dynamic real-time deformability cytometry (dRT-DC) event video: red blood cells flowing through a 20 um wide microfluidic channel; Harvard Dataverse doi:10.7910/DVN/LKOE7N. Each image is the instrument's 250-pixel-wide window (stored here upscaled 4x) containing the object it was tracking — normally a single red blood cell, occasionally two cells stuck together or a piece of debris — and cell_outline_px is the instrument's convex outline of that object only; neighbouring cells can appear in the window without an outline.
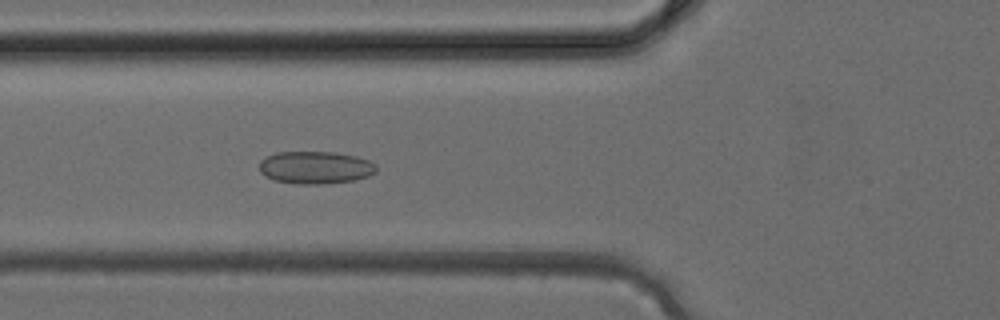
{"species": "common noctule bat (a hibernating species)", "species_latin": "Nyctalus noctula", "temperature_condition": "cold", "stored_images_in_passage": 39, "camera_frame_rate_fps": 3000, "um_per_image_px": 0.085, "animal": {"sex": "female", "body_mass_g": 24.6, "forearm_length_mm": 56.2}, "frame": {"image": 1, "passage_image": 14, "time_ms": 4.333, "image_size_px": [1000, 320], "cell_outline_px": [[376, 172], [368, 176], [356, 180], [324, 184], [300, 184], [276, 180], [264, 176], [260, 172], [260, 160], [276, 152], [336, 152], [356, 156], [368, 160], [376, 164]], "centroid_in_image_um": [26.83, 14.24], "position_along_channel_um": 99.0, "area_um2": 22.25}}
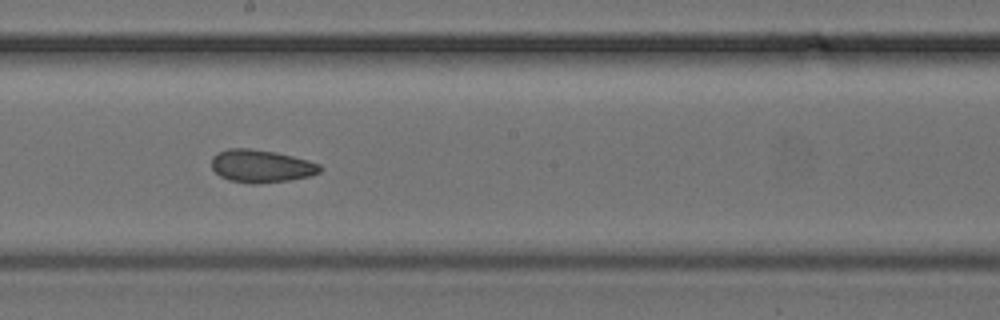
{"frame": {"image": 2, "passage_image": 21, "time_ms": 6.667, "image_size_px": [1000, 320], "cell_outline_px": [[324, 168], [320, 172], [312, 176], [288, 180], [256, 184], [252, 184], [228, 180], [220, 176], [212, 168], [212, 156], [216, 152], [228, 148], [248, 148], [276, 152], [308, 160], [320, 164]], "centroid_in_image_um": [22.21, 14.12], "position_along_channel_um": 226.0, "area_um2": 20.92}}
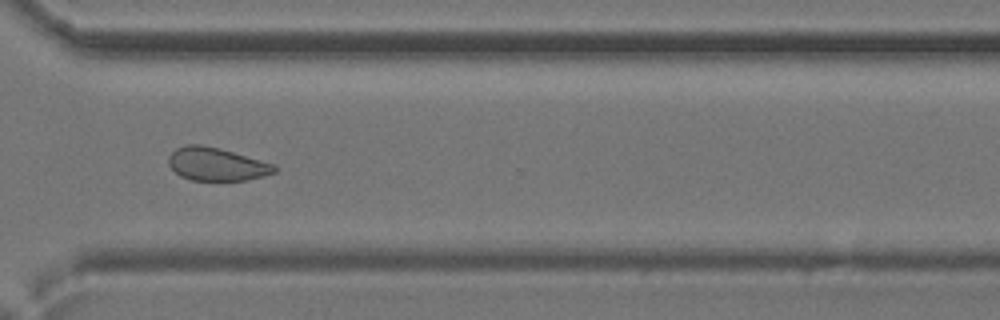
{"frame": {"image": 3, "passage_image": 28, "time_ms": 9.0, "image_size_px": [1000, 320], "cell_outline_px": [[276, 172], [264, 176], [248, 180], [192, 180], [180, 176], [168, 164], [168, 156], [176, 148], [184, 144], [200, 144], [220, 148], [276, 164]], "centroid_in_image_um": [18.42, 13.94], "position_along_channel_um": 352.2, "area_um2": 20.58}}